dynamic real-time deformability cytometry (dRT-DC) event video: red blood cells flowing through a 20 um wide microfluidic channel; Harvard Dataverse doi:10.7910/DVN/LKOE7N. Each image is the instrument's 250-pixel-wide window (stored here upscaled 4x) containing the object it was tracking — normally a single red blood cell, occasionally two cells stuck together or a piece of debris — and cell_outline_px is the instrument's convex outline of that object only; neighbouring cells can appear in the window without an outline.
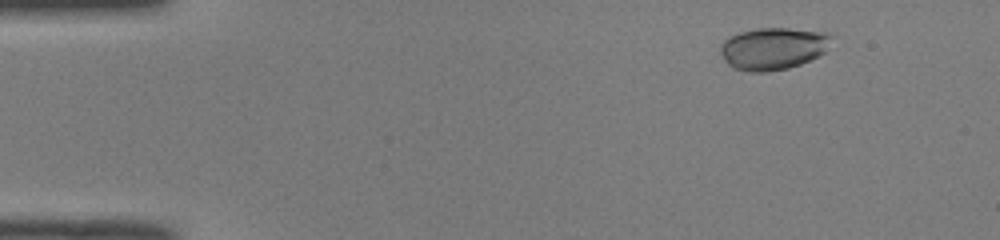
{"species": "common noctule bat (a hibernating species)", "species_latin": "Nyctalus noctula", "temperature_condition": "room temperature", "stored_images_in_passage": 51, "camera_frame_rate_fps": 3000, "um_per_image_px": 0.085, "animal": {"sex": "male", "body_mass_g": 19.0, "forearm_length_mm": 50.8}, "frame": {"image": 1, "passage_image": 6, "time_ms": 1.667, "image_size_px": [1000, 240], "cell_outline_px": [[832, 36], [824, 52], [800, 64], [788, 68], [768, 72], [748, 72], [732, 68], [724, 60], [720, 52], [720, 44], [728, 36], [740, 32], [756, 28], [788, 28], [828, 32]], "centroid_in_image_um": [65.66, 4.12], "position_along_channel_um": 19.3, "area_um2": 27.4}}
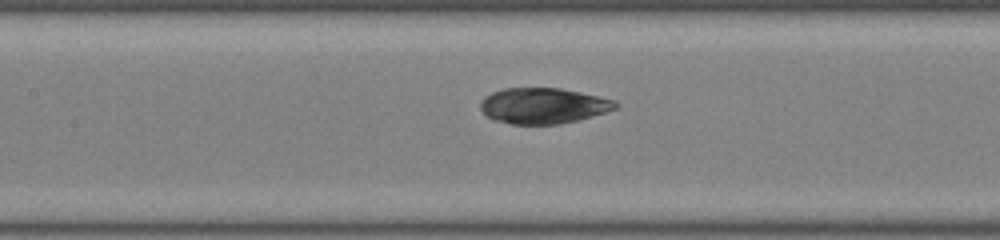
{"frame": {"image": 2, "passage_image": 24, "time_ms": 7.667, "image_size_px": [1000, 240], "cell_outline_px": [[620, 104], [616, 108], [592, 116], [560, 124], [512, 124], [492, 120], [480, 108], [480, 104], [484, 96], [492, 92], [504, 88], [560, 88], [580, 92], [616, 100]], "centroid_in_image_um": [46.16, 8.98], "position_along_channel_um": 161.2, "area_um2": 28.09}}
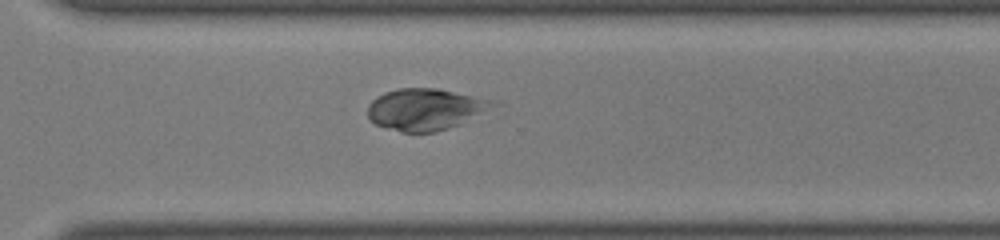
{"frame": {"image": 3, "passage_image": 37, "time_ms": 12.0, "image_size_px": [1000, 240], "cell_outline_px": [[496, 104], [460, 124], [436, 132], [400, 132], [376, 124], [368, 116], [368, 104], [376, 96], [384, 92], [400, 88], [436, 88], [492, 100]], "centroid_in_image_um": [36.08, 9.29], "position_along_channel_um": 334.5, "area_um2": 29.82}}